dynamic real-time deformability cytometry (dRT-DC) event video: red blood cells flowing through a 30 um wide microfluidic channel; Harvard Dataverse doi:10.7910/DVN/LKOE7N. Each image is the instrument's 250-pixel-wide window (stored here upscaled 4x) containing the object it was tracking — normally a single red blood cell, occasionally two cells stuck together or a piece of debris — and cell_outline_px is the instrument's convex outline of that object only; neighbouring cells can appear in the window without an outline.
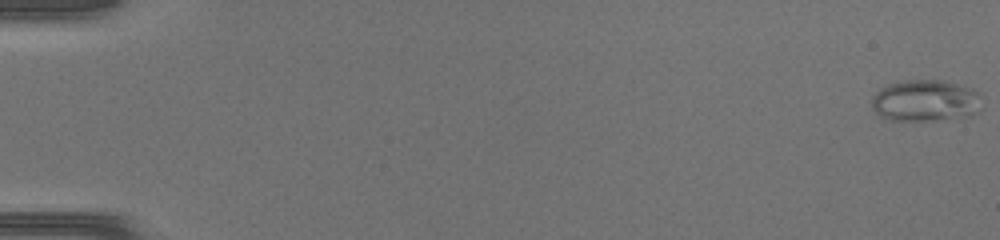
{"species": "common noctule bat (a hibernating species)", "species_latin": "Nyctalus noctula", "temperature_condition": "warm", "stored_images_in_passage": 48, "camera_frame_rate_fps": 3000, "um_per_image_px": 0.085, "animal": {"sex": "female", "body_mass_g": 17.0, "forearm_length_mm": 48.0}, "frame": {"image": 1, "passage_image": 1, "time_ms": 0.0, "image_size_px": [1000, 240], "cell_outline_px": [[984, 108], [980, 112], [964, 116], [932, 120], [892, 120], [880, 116], [872, 108], [872, 96], [880, 88], [888, 84], [904, 80], [944, 80], [972, 88], [976, 92]], "centroid_in_image_um": [78.66, 8.54], "position_along_channel_um": 6.3, "area_um2": 26.76}}
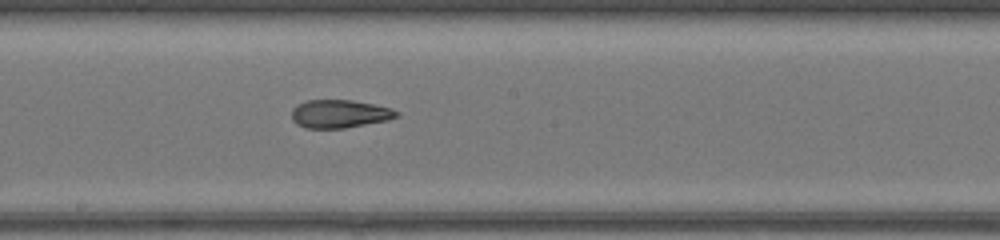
{"frame": {"image": 2, "passage_image": 28, "time_ms": 9.0, "image_size_px": [1000, 240], "cell_outline_px": [[400, 116], [388, 120], [344, 128], [304, 128], [296, 124], [292, 120], [292, 108], [296, 104], [308, 100], [352, 100], [392, 108], [400, 112]], "centroid_in_image_um": [28.86, 9.67], "position_along_channel_um": 219.3, "area_um2": 17.34}}
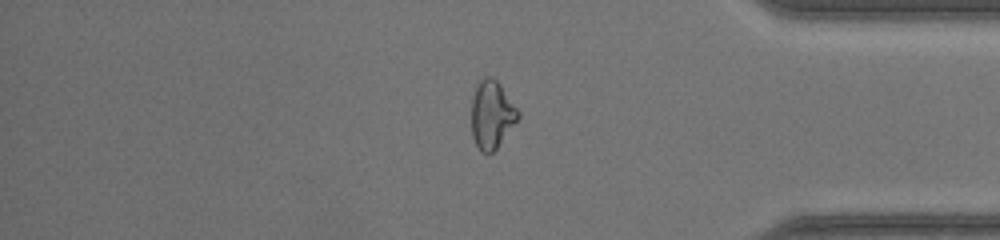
{"frame": {"image": 3, "passage_image": 41, "time_ms": 13.333, "image_size_px": [1000, 240], "cell_outline_px": [[520, 116], [496, 148], [492, 152], [480, 152], [472, 136], [472, 96], [476, 84], [484, 76], [492, 76], [500, 84], [520, 112]], "centroid_in_image_um": [41.78, 9.7], "position_along_channel_um": 393.4, "area_um2": 18.32}}